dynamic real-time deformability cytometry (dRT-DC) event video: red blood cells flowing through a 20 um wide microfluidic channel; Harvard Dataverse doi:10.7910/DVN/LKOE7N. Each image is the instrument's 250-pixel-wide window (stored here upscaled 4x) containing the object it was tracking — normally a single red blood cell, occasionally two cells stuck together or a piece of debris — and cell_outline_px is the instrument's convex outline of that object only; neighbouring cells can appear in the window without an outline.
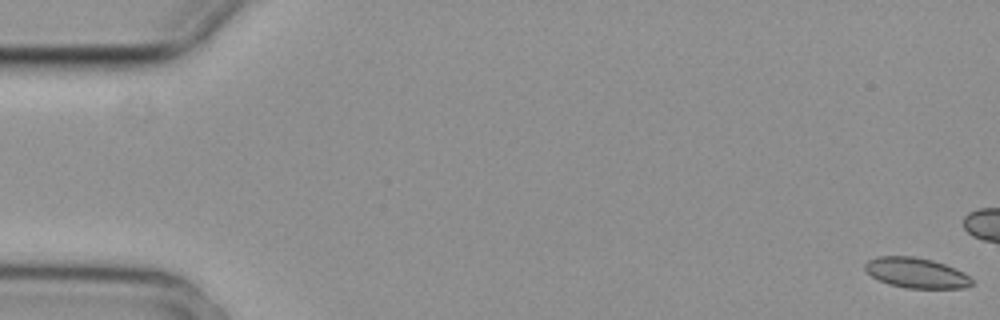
{"species": "common noctule bat (a hibernating species)", "species_latin": "Nyctalus noctula", "temperature_condition": "cold", "stored_images_in_passage": 7, "camera_frame_rate_fps": 3000, "um_per_image_px": 0.085, "animal": {"sex": "female", "body_mass_g": 29.2, "forearm_length_mm": 56.3}, "frame": {"image": 1, "passage_image": 1, "time_ms": 0.0, "image_size_px": [1000, 320], "cell_outline_px": [[972, 284], [964, 288], [904, 288], [888, 284], [872, 276], [864, 268], [864, 264], [868, 260], [876, 256], [912, 256], [932, 260], [956, 268], [964, 272], [972, 280]], "centroid_in_image_um": [77.87, 23.19], "position_along_channel_um": 7.1, "area_um2": 18.84}}